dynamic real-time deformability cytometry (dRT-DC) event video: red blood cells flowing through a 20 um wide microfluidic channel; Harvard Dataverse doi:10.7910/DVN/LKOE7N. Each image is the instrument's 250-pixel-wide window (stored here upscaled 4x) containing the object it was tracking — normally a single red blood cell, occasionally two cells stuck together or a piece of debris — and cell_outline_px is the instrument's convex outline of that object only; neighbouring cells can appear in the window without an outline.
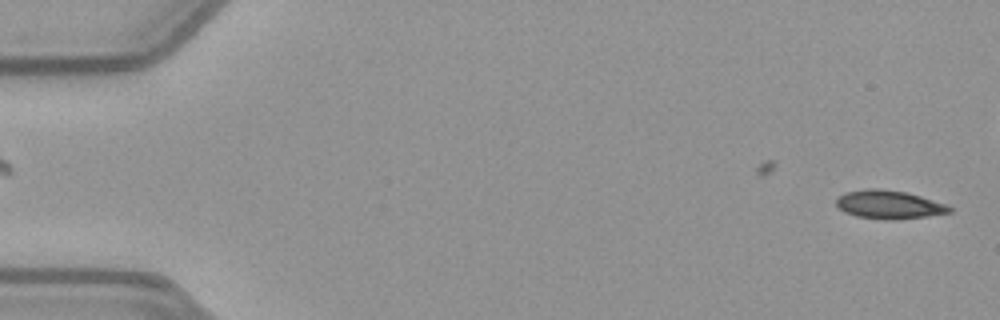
{"species": "common noctule bat (a hibernating species)", "species_latin": "Nyctalus noctula", "temperature_condition": "warm", "stored_images_in_passage": 49, "camera_frame_rate_fps": 3000, "um_per_image_px": 0.085, "animal": {"sex": "female", "body_mass_g": 21.9}, "frame": {"image": 1, "passage_image": 1, "time_ms": 0.0, "image_size_px": [1000, 320], "cell_outline_px": [[952, 212], [928, 216], [892, 220], [888, 220], [856, 216], [844, 212], [836, 204], [836, 200], [844, 192], [868, 188], [880, 188], [908, 192], [948, 204], [952, 208]], "centroid_in_image_um": [75.6, 17.38], "position_along_channel_um": 9.4, "area_um2": 18.96}}
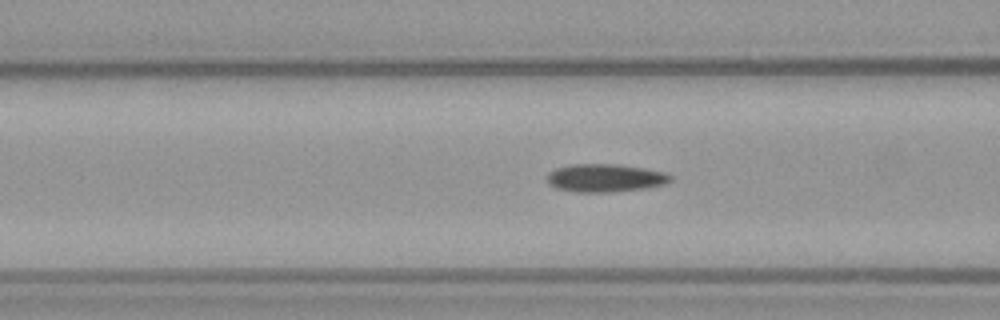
{"frame": {"image": 2, "passage_image": 20, "time_ms": 6.333, "image_size_px": [1000, 320], "cell_outline_px": [[672, 180], [664, 184], [644, 188], [608, 192], [576, 192], [556, 188], [548, 184], [548, 172], [556, 168], [572, 164], [616, 164], [644, 168], [664, 172], [672, 176]], "centroid_in_image_um": [51.42, 15.12], "position_along_channel_um": 115.2, "area_um2": 20.06}}
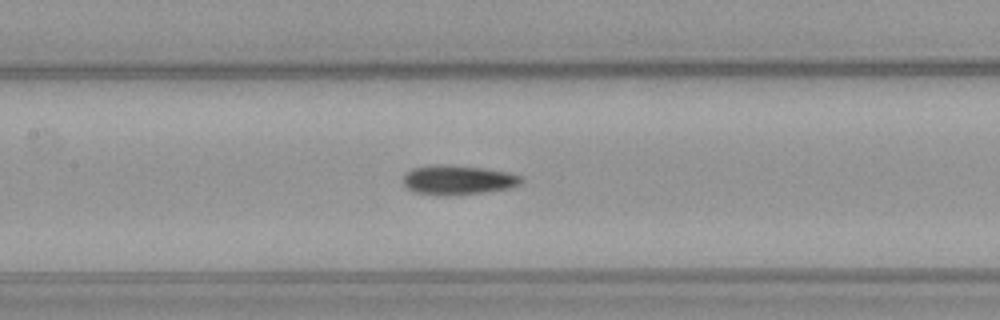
{"frame": {"image": 3, "passage_image": 24, "time_ms": 7.667, "image_size_px": [1000, 320], "cell_outline_px": [[524, 180], [520, 184], [508, 188], [484, 192], [444, 196], [436, 196], [416, 192], [408, 188], [404, 184], [404, 172], [412, 168], [480, 168], [508, 172], [524, 176]], "centroid_in_image_um": [38.99, 15.36], "position_along_channel_um": 168.4, "area_um2": 19.25}}